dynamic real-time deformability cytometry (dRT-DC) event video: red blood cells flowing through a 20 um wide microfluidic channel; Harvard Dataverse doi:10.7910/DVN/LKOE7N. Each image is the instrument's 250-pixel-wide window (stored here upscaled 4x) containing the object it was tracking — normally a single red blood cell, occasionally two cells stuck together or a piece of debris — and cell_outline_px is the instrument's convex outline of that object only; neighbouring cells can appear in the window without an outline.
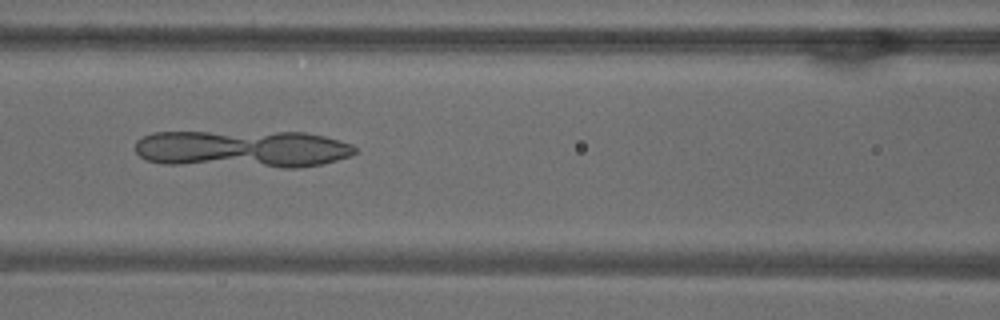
{"species": "common noctule bat (a hibernating species)", "species_latin": "Nyctalus noctula", "temperature_condition": "warm", "stored_images_in_passage": 51, "camera_frame_rate_fps": 3000, "um_per_image_px": 0.085, "animal": {"sex": "male", "body_mass_g": 18.8}, "frame": {"image": 1, "passage_image": 22, "time_ms": 7.0, "image_size_px": [1000, 320], "cell_outline_px": [[356, 152], [352, 156], [320, 164], [296, 168], [284, 168], [164, 164], [144, 160], [136, 152], [136, 140], [152, 132], [304, 132], [324, 136], [352, 144], [356, 148]], "centroid_in_image_um": [20.6, 12.67], "position_along_channel_um": 146.0, "area_um2": 48.55}}
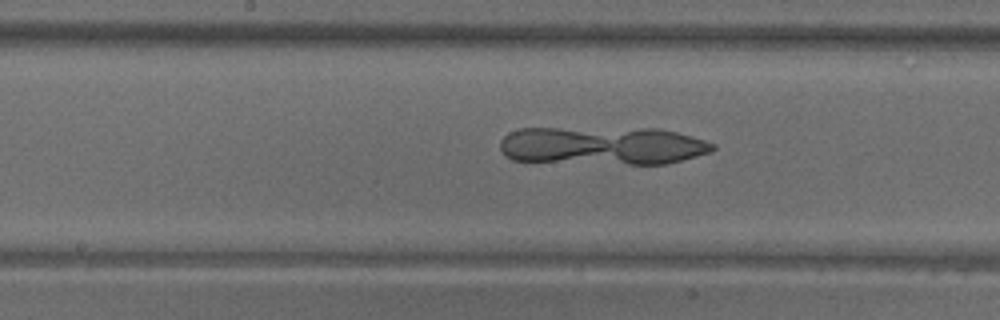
{"frame": {"image": 2, "passage_image": 26, "time_ms": 8.333, "image_size_px": [1000, 320], "cell_outline_px": [[716, 148], [712, 152], [668, 164], [628, 164], [512, 160], [504, 156], [500, 148], [500, 140], [508, 132], [520, 128], [656, 128], [676, 132], [692, 136], [716, 144]], "centroid_in_image_um": [51.23, 12.38], "position_along_channel_um": 197.0, "area_um2": 47.8}}